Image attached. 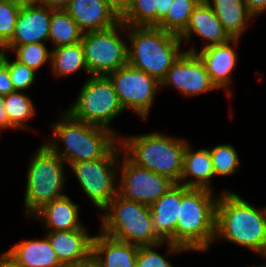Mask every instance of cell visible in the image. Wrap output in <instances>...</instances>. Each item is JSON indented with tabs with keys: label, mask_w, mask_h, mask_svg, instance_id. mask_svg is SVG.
Here are the masks:
<instances>
[{
	"label": "cell",
	"mask_w": 266,
	"mask_h": 267,
	"mask_svg": "<svg viewBox=\"0 0 266 267\" xmlns=\"http://www.w3.org/2000/svg\"><path fill=\"white\" fill-rule=\"evenodd\" d=\"M194 36L200 37L205 42L200 49L226 43L231 39L205 0H201L195 7L186 30L179 37L183 45L187 43L189 46L193 42Z\"/></svg>",
	"instance_id": "2e32d148"
},
{
	"label": "cell",
	"mask_w": 266,
	"mask_h": 267,
	"mask_svg": "<svg viewBox=\"0 0 266 267\" xmlns=\"http://www.w3.org/2000/svg\"><path fill=\"white\" fill-rule=\"evenodd\" d=\"M66 163L44 143L31 156L26 172L23 198L25 217L30 218L43 205L64 195L69 170Z\"/></svg>",
	"instance_id": "8992f818"
},
{
	"label": "cell",
	"mask_w": 266,
	"mask_h": 267,
	"mask_svg": "<svg viewBox=\"0 0 266 267\" xmlns=\"http://www.w3.org/2000/svg\"><path fill=\"white\" fill-rule=\"evenodd\" d=\"M101 212L99 230L111 238L139 247L163 242L154 230L148 205L117 194Z\"/></svg>",
	"instance_id": "52a82bcc"
},
{
	"label": "cell",
	"mask_w": 266,
	"mask_h": 267,
	"mask_svg": "<svg viewBox=\"0 0 266 267\" xmlns=\"http://www.w3.org/2000/svg\"><path fill=\"white\" fill-rule=\"evenodd\" d=\"M7 52V68L11 77L12 85L15 91L28 90L36 80L37 72L17 61L15 58H9Z\"/></svg>",
	"instance_id": "836d02e7"
},
{
	"label": "cell",
	"mask_w": 266,
	"mask_h": 267,
	"mask_svg": "<svg viewBox=\"0 0 266 267\" xmlns=\"http://www.w3.org/2000/svg\"><path fill=\"white\" fill-rule=\"evenodd\" d=\"M258 257H261V259L263 258V260H264V263L262 264H260V265H256L257 267H266V252H264L263 254H261V255H259Z\"/></svg>",
	"instance_id": "7bdbcfd3"
},
{
	"label": "cell",
	"mask_w": 266,
	"mask_h": 267,
	"mask_svg": "<svg viewBox=\"0 0 266 267\" xmlns=\"http://www.w3.org/2000/svg\"><path fill=\"white\" fill-rule=\"evenodd\" d=\"M50 66L52 75L57 78L74 75L81 70L90 76L81 42L52 48Z\"/></svg>",
	"instance_id": "d4e9b609"
},
{
	"label": "cell",
	"mask_w": 266,
	"mask_h": 267,
	"mask_svg": "<svg viewBox=\"0 0 266 267\" xmlns=\"http://www.w3.org/2000/svg\"><path fill=\"white\" fill-rule=\"evenodd\" d=\"M15 91L7 68V52L0 50V94L8 95Z\"/></svg>",
	"instance_id": "e575fe53"
},
{
	"label": "cell",
	"mask_w": 266,
	"mask_h": 267,
	"mask_svg": "<svg viewBox=\"0 0 266 267\" xmlns=\"http://www.w3.org/2000/svg\"><path fill=\"white\" fill-rule=\"evenodd\" d=\"M108 6L121 18L130 8L132 0H105Z\"/></svg>",
	"instance_id": "d590c367"
},
{
	"label": "cell",
	"mask_w": 266,
	"mask_h": 267,
	"mask_svg": "<svg viewBox=\"0 0 266 267\" xmlns=\"http://www.w3.org/2000/svg\"><path fill=\"white\" fill-rule=\"evenodd\" d=\"M10 52L15 59L36 72L46 63L51 65V48L46 43H29L25 45H4L1 49Z\"/></svg>",
	"instance_id": "83f0119b"
},
{
	"label": "cell",
	"mask_w": 266,
	"mask_h": 267,
	"mask_svg": "<svg viewBox=\"0 0 266 267\" xmlns=\"http://www.w3.org/2000/svg\"><path fill=\"white\" fill-rule=\"evenodd\" d=\"M247 267H257V266L256 265H251V266L248 265Z\"/></svg>",
	"instance_id": "f6af8a7d"
},
{
	"label": "cell",
	"mask_w": 266,
	"mask_h": 267,
	"mask_svg": "<svg viewBox=\"0 0 266 267\" xmlns=\"http://www.w3.org/2000/svg\"><path fill=\"white\" fill-rule=\"evenodd\" d=\"M4 95L0 94V134L2 130L10 129V120L7 110L5 108Z\"/></svg>",
	"instance_id": "f35d334b"
},
{
	"label": "cell",
	"mask_w": 266,
	"mask_h": 267,
	"mask_svg": "<svg viewBox=\"0 0 266 267\" xmlns=\"http://www.w3.org/2000/svg\"><path fill=\"white\" fill-rule=\"evenodd\" d=\"M80 204L66 194L43 205L30 218L43 224L44 231L88 229L82 224Z\"/></svg>",
	"instance_id": "e0dca14e"
},
{
	"label": "cell",
	"mask_w": 266,
	"mask_h": 267,
	"mask_svg": "<svg viewBox=\"0 0 266 267\" xmlns=\"http://www.w3.org/2000/svg\"><path fill=\"white\" fill-rule=\"evenodd\" d=\"M243 2L255 18L266 13V0H243Z\"/></svg>",
	"instance_id": "8d00e7d4"
},
{
	"label": "cell",
	"mask_w": 266,
	"mask_h": 267,
	"mask_svg": "<svg viewBox=\"0 0 266 267\" xmlns=\"http://www.w3.org/2000/svg\"><path fill=\"white\" fill-rule=\"evenodd\" d=\"M76 98L73 104L64 109L73 118L121 136L110 124L125 110L108 76H89L80 87Z\"/></svg>",
	"instance_id": "ba28073f"
},
{
	"label": "cell",
	"mask_w": 266,
	"mask_h": 267,
	"mask_svg": "<svg viewBox=\"0 0 266 267\" xmlns=\"http://www.w3.org/2000/svg\"><path fill=\"white\" fill-rule=\"evenodd\" d=\"M204 188L181 184V203L176 225V245L189 252L209 250L215 236L216 206L219 194Z\"/></svg>",
	"instance_id": "3957f363"
},
{
	"label": "cell",
	"mask_w": 266,
	"mask_h": 267,
	"mask_svg": "<svg viewBox=\"0 0 266 267\" xmlns=\"http://www.w3.org/2000/svg\"><path fill=\"white\" fill-rule=\"evenodd\" d=\"M187 138L163 132L120 136L123 154L136 165L147 168L180 184Z\"/></svg>",
	"instance_id": "277c9868"
},
{
	"label": "cell",
	"mask_w": 266,
	"mask_h": 267,
	"mask_svg": "<svg viewBox=\"0 0 266 267\" xmlns=\"http://www.w3.org/2000/svg\"><path fill=\"white\" fill-rule=\"evenodd\" d=\"M157 0H132L130 8L120 18L129 26L156 27Z\"/></svg>",
	"instance_id": "1f68e13d"
},
{
	"label": "cell",
	"mask_w": 266,
	"mask_h": 267,
	"mask_svg": "<svg viewBox=\"0 0 266 267\" xmlns=\"http://www.w3.org/2000/svg\"><path fill=\"white\" fill-rule=\"evenodd\" d=\"M71 0H38L42 5L48 6L49 8L58 10L65 9Z\"/></svg>",
	"instance_id": "b9f144b4"
},
{
	"label": "cell",
	"mask_w": 266,
	"mask_h": 267,
	"mask_svg": "<svg viewBox=\"0 0 266 267\" xmlns=\"http://www.w3.org/2000/svg\"><path fill=\"white\" fill-rule=\"evenodd\" d=\"M83 33L77 22L64 9L52 12L49 27L52 48L78 43L82 40Z\"/></svg>",
	"instance_id": "4316f807"
},
{
	"label": "cell",
	"mask_w": 266,
	"mask_h": 267,
	"mask_svg": "<svg viewBox=\"0 0 266 267\" xmlns=\"http://www.w3.org/2000/svg\"><path fill=\"white\" fill-rule=\"evenodd\" d=\"M201 0H173L167 15L156 26L180 36L187 28L195 7Z\"/></svg>",
	"instance_id": "f1b7e54d"
},
{
	"label": "cell",
	"mask_w": 266,
	"mask_h": 267,
	"mask_svg": "<svg viewBox=\"0 0 266 267\" xmlns=\"http://www.w3.org/2000/svg\"><path fill=\"white\" fill-rule=\"evenodd\" d=\"M23 2H35V1H38V0H21Z\"/></svg>",
	"instance_id": "ee69618b"
},
{
	"label": "cell",
	"mask_w": 266,
	"mask_h": 267,
	"mask_svg": "<svg viewBox=\"0 0 266 267\" xmlns=\"http://www.w3.org/2000/svg\"><path fill=\"white\" fill-rule=\"evenodd\" d=\"M173 0H157L156 26L167 15Z\"/></svg>",
	"instance_id": "74e56055"
},
{
	"label": "cell",
	"mask_w": 266,
	"mask_h": 267,
	"mask_svg": "<svg viewBox=\"0 0 266 267\" xmlns=\"http://www.w3.org/2000/svg\"><path fill=\"white\" fill-rule=\"evenodd\" d=\"M99 232L93 236L92 254L98 259L101 267H136L139 246Z\"/></svg>",
	"instance_id": "7402d4cb"
},
{
	"label": "cell",
	"mask_w": 266,
	"mask_h": 267,
	"mask_svg": "<svg viewBox=\"0 0 266 267\" xmlns=\"http://www.w3.org/2000/svg\"><path fill=\"white\" fill-rule=\"evenodd\" d=\"M239 38H231L228 42L212 45L204 49L198 50L194 44L185 51L196 53L205 65L212 82L218 89H223L227 98L232 97L233 70L238 65L237 48L239 46Z\"/></svg>",
	"instance_id": "5bb4252c"
},
{
	"label": "cell",
	"mask_w": 266,
	"mask_h": 267,
	"mask_svg": "<svg viewBox=\"0 0 266 267\" xmlns=\"http://www.w3.org/2000/svg\"><path fill=\"white\" fill-rule=\"evenodd\" d=\"M55 9L39 2H23L12 38L5 45L49 42V27Z\"/></svg>",
	"instance_id": "9a60e30c"
},
{
	"label": "cell",
	"mask_w": 266,
	"mask_h": 267,
	"mask_svg": "<svg viewBox=\"0 0 266 267\" xmlns=\"http://www.w3.org/2000/svg\"><path fill=\"white\" fill-rule=\"evenodd\" d=\"M181 203V184L176 183L150 206L156 234L176 245V225Z\"/></svg>",
	"instance_id": "ffe728a7"
},
{
	"label": "cell",
	"mask_w": 266,
	"mask_h": 267,
	"mask_svg": "<svg viewBox=\"0 0 266 267\" xmlns=\"http://www.w3.org/2000/svg\"><path fill=\"white\" fill-rule=\"evenodd\" d=\"M22 91H13L4 96L5 108L9 115L10 129L36 130L28 125V121L36 115L35 103L32 97Z\"/></svg>",
	"instance_id": "484cf974"
},
{
	"label": "cell",
	"mask_w": 266,
	"mask_h": 267,
	"mask_svg": "<svg viewBox=\"0 0 266 267\" xmlns=\"http://www.w3.org/2000/svg\"><path fill=\"white\" fill-rule=\"evenodd\" d=\"M0 267H23L7 250L0 254Z\"/></svg>",
	"instance_id": "60d3db41"
},
{
	"label": "cell",
	"mask_w": 266,
	"mask_h": 267,
	"mask_svg": "<svg viewBox=\"0 0 266 267\" xmlns=\"http://www.w3.org/2000/svg\"><path fill=\"white\" fill-rule=\"evenodd\" d=\"M161 89L175 88L184 97H195L212 90H219L212 82L205 65L196 53L184 51L172 64Z\"/></svg>",
	"instance_id": "4fadbf2b"
},
{
	"label": "cell",
	"mask_w": 266,
	"mask_h": 267,
	"mask_svg": "<svg viewBox=\"0 0 266 267\" xmlns=\"http://www.w3.org/2000/svg\"><path fill=\"white\" fill-rule=\"evenodd\" d=\"M64 10L84 33L104 30L120 21L105 0H71Z\"/></svg>",
	"instance_id": "ac0fdd59"
},
{
	"label": "cell",
	"mask_w": 266,
	"mask_h": 267,
	"mask_svg": "<svg viewBox=\"0 0 266 267\" xmlns=\"http://www.w3.org/2000/svg\"><path fill=\"white\" fill-rule=\"evenodd\" d=\"M21 0H0V49L12 38Z\"/></svg>",
	"instance_id": "d6a6232c"
},
{
	"label": "cell",
	"mask_w": 266,
	"mask_h": 267,
	"mask_svg": "<svg viewBox=\"0 0 266 267\" xmlns=\"http://www.w3.org/2000/svg\"><path fill=\"white\" fill-rule=\"evenodd\" d=\"M124 110H132L147 121L161 84L154 77L129 64L108 75ZM159 89V90H158Z\"/></svg>",
	"instance_id": "8fae6325"
},
{
	"label": "cell",
	"mask_w": 266,
	"mask_h": 267,
	"mask_svg": "<svg viewBox=\"0 0 266 267\" xmlns=\"http://www.w3.org/2000/svg\"><path fill=\"white\" fill-rule=\"evenodd\" d=\"M175 184L170 178L140 167L121 154L118 194L124 199L151 206Z\"/></svg>",
	"instance_id": "7c38bea8"
},
{
	"label": "cell",
	"mask_w": 266,
	"mask_h": 267,
	"mask_svg": "<svg viewBox=\"0 0 266 267\" xmlns=\"http://www.w3.org/2000/svg\"><path fill=\"white\" fill-rule=\"evenodd\" d=\"M218 240L233 243L258 256L266 252V206L258 208L240 193L223 188L216 206L213 245Z\"/></svg>",
	"instance_id": "6da1fadb"
},
{
	"label": "cell",
	"mask_w": 266,
	"mask_h": 267,
	"mask_svg": "<svg viewBox=\"0 0 266 267\" xmlns=\"http://www.w3.org/2000/svg\"><path fill=\"white\" fill-rule=\"evenodd\" d=\"M63 266L87 258L92 253L93 236L87 229L44 231Z\"/></svg>",
	"instance_id": "d6986e66"
},
{
	"label": "cell",
	"mask_w": 266,
	"mask_h": 267,
	"mask_svg": "<svg viewBox=\"0 0 266 267\" xmlns=\"http://www.w3.org/2000/svg\"><path fill=\"white\" fill-rule=\"evenodd\" d=\"M59 114V119L50 123L52 136L43 143L67 167L75 162L101 159L119 143V137L108 129L77 120L65 110Z\"/></svg>",
	"instance_id": "7a4b0ae2"
},
{
	"label": "cell",
	"mask_w": 266,
	"mask_h": 267,
	"mask_svg": "<svg viewBox=\"0 0 266 267\" xmlns=\"http://www.w3.org/2000/svg\"><path fill=\"white\" fill-rule=\"evenodd\" d=\"M216 14L231 38H239L256 19L243 0H205ZM250 22V23H249Z\"/></svg>",
	"instance_id": "cb8c5ba5"
},
{
	"label": "cell",
	"mask_w": 266,
	"mask_h": 267,
	"mask_svg": "<svg viewBox=\"0 0 266 267\" xmlns=\"http://www.w3.org/2000/svg\"><path fill=\"white\" fill-rule=\"evenodd\" d=\"M128 64L154 77L160 83L177 58L185 51L176 34L158 27L129 26Z\"/></svg>",
	"instance_id": "5b68a950"
},
{
	"label": "cell",
	"mask_w": 266,
	"mask_h": 267,
	"mask_svg": "<svg viewBox=\"0 0 266 267\" xmlns=\"http://www.w3.org/2000/svg\"><path fill=\"white\" fill-rule=\"evenodd\" d=\"M164 244L167 247L165 256L157 252L158 248L165 247ZM183 252L187 253L189 251L169 241H163L156 245L141 246L137 251L136 267H176L166 256L182 254Z\"/></svg>",
	"instance_id": "f546056e"
},
{
	"label": "cell",
	"mask_w": 266,
	"mask_h": 267,
	"mask_svg": "<svg viewBox=\"0 0 266 267\" xmlns=\"http://www.w3.org/2000/svg\"><path fill=\"white\" fill-rule=\"evenodd\" d=\"M64 267H101L98 259L91 253L87 258Z\"/></svg>",
	"instance_id": "ab89813d"
},
{
	"label": "cell",
	"mask_w": 266,
	"mask_h": 267,
	"mask_svg": "<svg viewBox=\"0 0 266 267\" xmlns=\"http://www.w3.org/2000/svg\"><path fill=\"white\" fill-rule=\"evenodd\" d=\"M216 177L230 176L238 172L241 165L239 152L232 144L222 143L209 149Z\"/></svg>",
	"instance_id": "4dcf8cb0"
},
{
	"label": "cell",
	"mask_w": 266,
	"mask_h": 267,
	"mask_svg": "<svg viewBox=\"0 0 266 267\" xmlns=\"http://www.w3.org/2000/svg\"><path fill=\"white\" fill-rule=\"evenodd\" d=\"M118 143L101 159L72 163L69 170L77 178L85 196L102 211L118 194L119 163L122 154Z\"/></svg>",
	"instance_id": "9c48e42d"
},
{
	"label": "cell",
	"mask_w": 266,
	"mask_h": 267,
	"mask_svg": "<svg viewBox=\"0 0 266 267\" xmlns=\"http://www.w3.org/2000/svg\"><path fill=\"white\" fill-rule=\"evenodd\" d=\"M124 34L127 25L121 20L110 28L83 33L80 42L90 76H108L128 64V41L122 38Z\"/></svg>",
	"instance_id": "30bf717a"
},
{
	"label": "cell",
	"mask_w": 266,
	"mask_h": 267,
	"mask_svg": "<svg viewBox=\"0 0 266 267\" xmlns=\"http://www.w3.org/2000/svg\"><path fill=\"white\" fill-rule=\"evenodd\" d=\"M215 178L209 149L195 150L188 142L185 147L183 172L180 184L188 188H204L215 191L212 180Z\"/></svg>",
	"instance_id": "44dd1931"
},
{
	"label": "cell",
	"mask_w": 266,
	"mask_h": 267,
	"mask_svg": "<svg viewBox=\"0 0 266 267\" xmlns=\"http://www.w3.org/2000/svg\"><path fill=\"white\" fill-rule=\"evenodd\" d=\"M23 267H64L48 237L22 240L7 250Z\"/></svg>",
	"instance_id": "603a6c76"
}]
</instances>
